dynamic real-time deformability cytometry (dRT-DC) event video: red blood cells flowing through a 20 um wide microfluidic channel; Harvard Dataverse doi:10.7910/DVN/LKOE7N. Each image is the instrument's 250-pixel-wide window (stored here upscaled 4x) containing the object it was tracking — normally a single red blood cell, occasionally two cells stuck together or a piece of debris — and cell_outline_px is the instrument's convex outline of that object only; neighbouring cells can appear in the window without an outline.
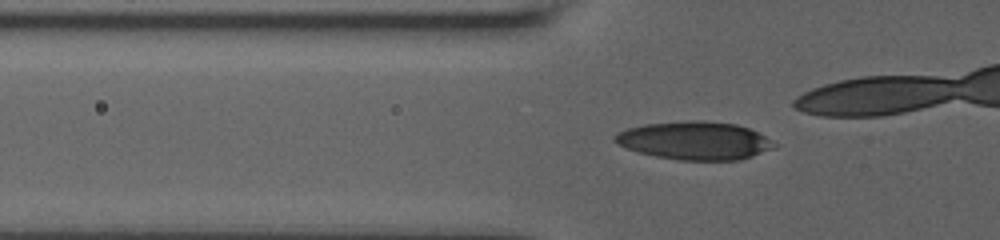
{"species": "human", "species_latin": "Homo sapiens", "temperature_condition": "room temperature", "stored_images_in_passage": 39, "camera_frame_rate_fps": 3000, "um_per_image_px": 0.085, "donor": {"sex": "male"}, "frame": {"image": 1, "passage_image": 12, "time_ms": 3.667, "image_size_px": [1000, 240], "cell_outline_px": [[780, 144], [772, 148], [752, 156], [740, 160], [680, 160], [656, 156], [640, 152], [616, 144], [612, 140], [612, 136], [616, 132], [628, 128], [644, 124], [688, 120], [700, 120], [736, 124], [748, 128]], "centroid_in_image_um": [59.02, 11.94], "position_along_channel_um": 66.8, "area_um2": 35.43}}
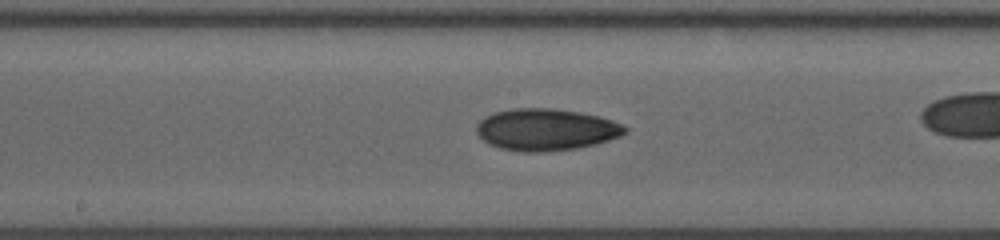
{"frame": {"image": 2, "passage_image": 23, "time_ms": 7.333, "image_size_px": [1000, 240], "cell_outline_px": [[628, 132], [620, 136], [596, 144], [576, 148], [536, 152], [524, 152], [500, 148], [488, 144], [476, 132], [476, 124], [484, 116], [496, 112], [512, 108], [552, 108], [580, 112], [600, 116], [612, 120], [628, 128]], "centroid_in_image_um": [46.4, 11.01], "position_along_channel_um": 201.8, "area_um2": 36.24}}
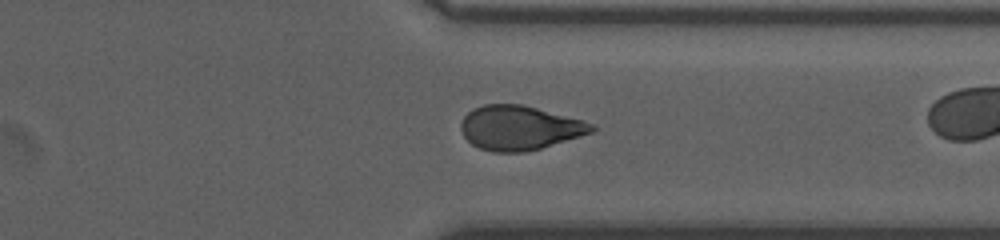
{"frame": {"image": 3, "passage_image": 36, "time_ms": 11.667, "image_size_px": [1000, 240], "cell_outline_px": [[596, 128], [592, 132], [540, 148], [524, 152], [492, 152], [480, 148], [472, 144], [464, 136], [460, 128], [460, 124], [464, 116], [472, 108], [484, 104], [520, 104], [536, 108], [596, 124]], "centroid_in_image_um": [44.12, 10.86], "position_along_channel_um": 367.3, "area_um2": 33.47}}